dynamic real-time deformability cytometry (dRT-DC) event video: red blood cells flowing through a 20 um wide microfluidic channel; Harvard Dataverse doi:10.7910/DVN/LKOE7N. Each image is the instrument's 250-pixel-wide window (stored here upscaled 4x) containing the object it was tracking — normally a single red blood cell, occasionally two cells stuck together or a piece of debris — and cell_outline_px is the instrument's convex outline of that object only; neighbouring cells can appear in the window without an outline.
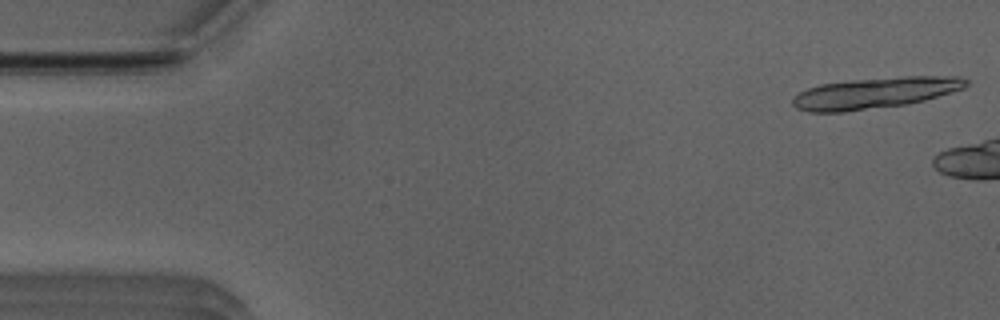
{"species": "Egyptian fruit bat (a non-hibernating species)", "species_latin": "Rousettus aegyptiacus", "temperature_condition": "room temperature", "stored_images_in_passage": 18, "camera_frame_rate_fps": 3000, "um_per_image_px": 0.085, "animal": {"sex": "male"}, "frame": {"image": 1, "passage_image": 1, "time_ms": 0.0, "image_size_px": [1000, 320], "cell_outline_px": [[968, 84], [964, 88], [924, 100], [908, 104], [844, 112], [808, 112], [796, 108], [792, 104], [792, 96], [808, 88], [820, 84], [852, 80], [904, 76], [960, 76], [968, 80]], "centroid_in_image_um": [74.35, 7.9], "position_along_channel_um": 10.6, "area_um2": 31.5}}